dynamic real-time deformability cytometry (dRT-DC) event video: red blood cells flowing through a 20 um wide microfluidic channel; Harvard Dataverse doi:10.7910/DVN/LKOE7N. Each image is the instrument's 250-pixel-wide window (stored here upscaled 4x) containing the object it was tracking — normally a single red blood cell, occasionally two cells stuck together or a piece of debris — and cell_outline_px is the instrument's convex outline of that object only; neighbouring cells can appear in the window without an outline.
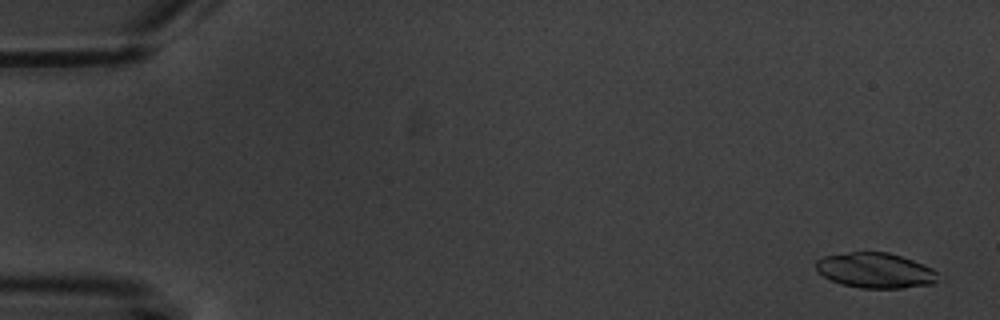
{"species": "common noctule bat (a hibernating species)", "species_latin": "Nyctalus noctula", "temperature_condition": "warm", "stored_images_in_passage": 6, "camera_frame_rate_fps": 3000, "um_per_image_px": 0.085, "animal": {"sex": "male", "body_mass_g": 20.1, "forearm_length_mm": 53.5}, "frame": {"image": 1, "passage_image": 1, "time_ms": 0.0, "image_size_px": [1000, 320], "cell_outline_px": [[936, 280], [932, 284], [904, 288], [860, 288], [840, 284], [824, 276], [816, 268], [816, 260], [824, 256], [848, 252], [888, 252], [924, 264], [932, 268], [936, 272]], "centroid_in_image_um": [74.39, 22.99], "position_along_channel_um": 10.6, "area_um2": 24.91}}